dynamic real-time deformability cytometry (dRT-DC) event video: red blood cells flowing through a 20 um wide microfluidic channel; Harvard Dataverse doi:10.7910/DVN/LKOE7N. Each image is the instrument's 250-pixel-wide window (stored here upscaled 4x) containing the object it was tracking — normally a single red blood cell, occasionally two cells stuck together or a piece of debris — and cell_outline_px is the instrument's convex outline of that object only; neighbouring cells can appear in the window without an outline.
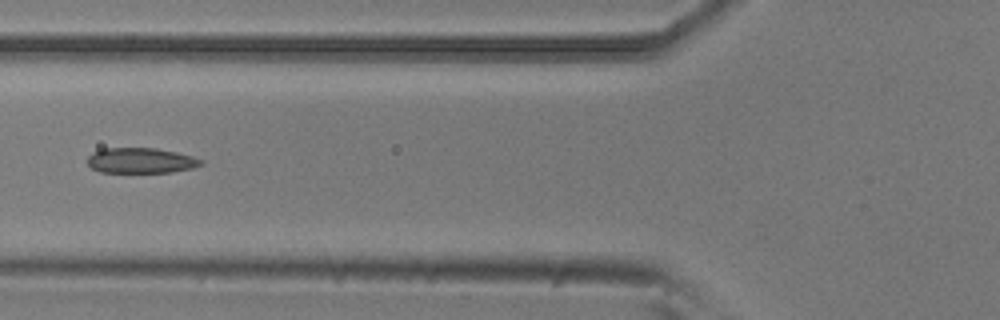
{"species": "common noctule bat (a hibernating species)", "species_latin": "Nyctalus noctula", "temperature_condition": "room temperature", "stored_images_in_passage": 6, "camera_frame_rate_fps": 3000, "um_per_image_px": 0.085, "animal": {"sex": "male", "body_mass_g": 20.5, "forearm_length_mm": 52.5}, "frame": {"image": 1, "passage_image": 5, "time_ms": 1.333, "image_size_px": [1000, 320], "cell_outline_px": [[204, 164], [192, 168], [172, 172], [100, 172], [92, 168], [88, 164], [88, 156], [92, 152], [100, 148], [156, 148], [176, 152], [192, 156], [204, 160]], "centroid_in_image_um": [11.97, 13.64], "position_along_channel_um": 113.8, "area_um2": 16.88}}
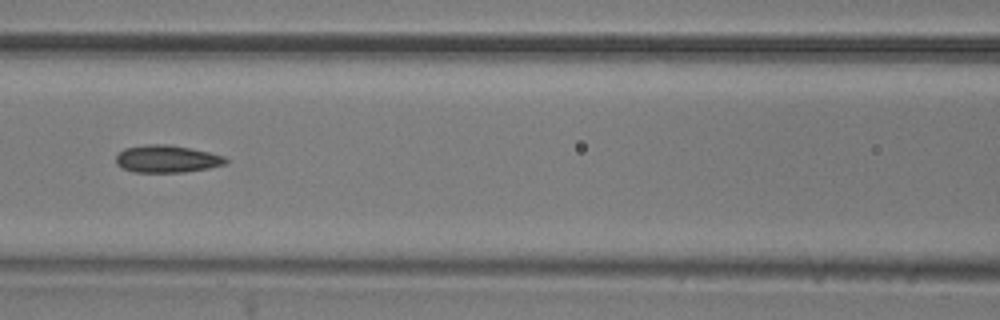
{"frame": {"image": 2, "passage_image": 6, "time_ms": 1.667, "image_size_px": [1000, 320], "cell_outline_px": [[228, 164], [208, 168], [184, 172], [132, 172], [116, 164], [116, 156], [124, 148], [144, 144], [168, 144], [208, 152], [224, 156], [228, 160]], "centroid_in_image_um": [14.18, 13.5], "position_along_channel_um": 152.4, "area_um2": 17.51}}